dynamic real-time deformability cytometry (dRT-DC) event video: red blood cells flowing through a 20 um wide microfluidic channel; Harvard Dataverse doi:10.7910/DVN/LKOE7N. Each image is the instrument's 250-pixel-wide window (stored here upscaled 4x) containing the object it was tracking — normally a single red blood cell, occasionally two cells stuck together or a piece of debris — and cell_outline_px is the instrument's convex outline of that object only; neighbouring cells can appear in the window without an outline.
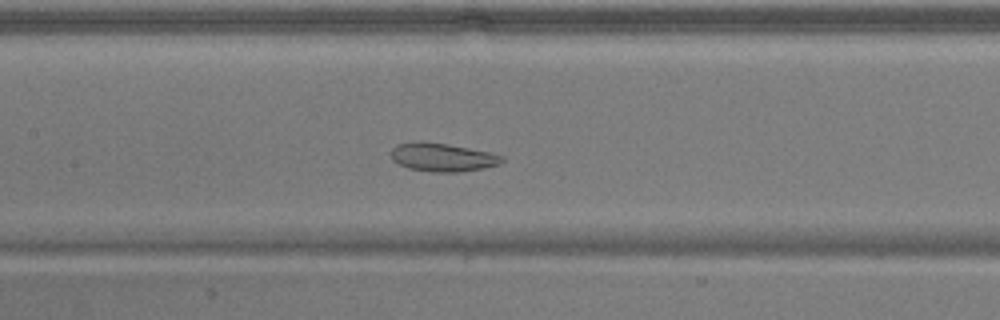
{"species": "common noctule bat (a hibernating species)", "species_latin": "Nyctalus noctula", "temperature_condition": "warm", "stored_images_in_passage": 51, "camera_frame_rate_fps": 3000, "um_per_image_px": 0.085, "animal": {"sex": "male", "body_mass_g": 17.9}, "frame": {"image": 1, "passage_image": 23, "time_ms": 7.333, "image_size_px": [1000, 320], "cell_outline_px": [[504, 160], [496, 164], [484, 168], [460, 172], [432, 172], [408, 168], [392, 160], [392, 148], [396, 144], [448, 144], [492, 152], [504, 156]], "centroid_in_image_um": [37.68, 13.4], "position_along_channel_um": 169.7, "area_um2": 17.74}}
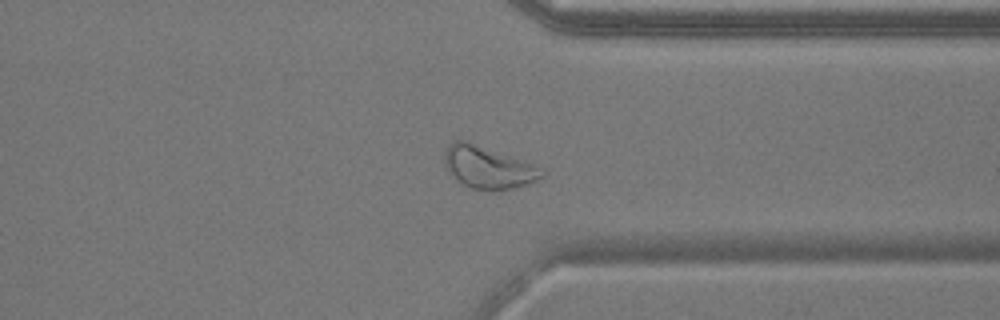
{"frame": {"image": 2, "passage_image": 39, "time_ms": 12.667, "image_size_px": [1000, 320], "cell_outline_px": [[544, 176], [528, 184], [512, 188], [492, 192], [472, 188], [456, 180], [448, 172], [444, 160], [444, 152], [448, 144], [456, 140], [468, 140], [532, 164], [544, 172]], "centroid_in_image_um": [41.44, 14.23], "position_along_channel_um": 370.0, "area_um2": 23.99}}
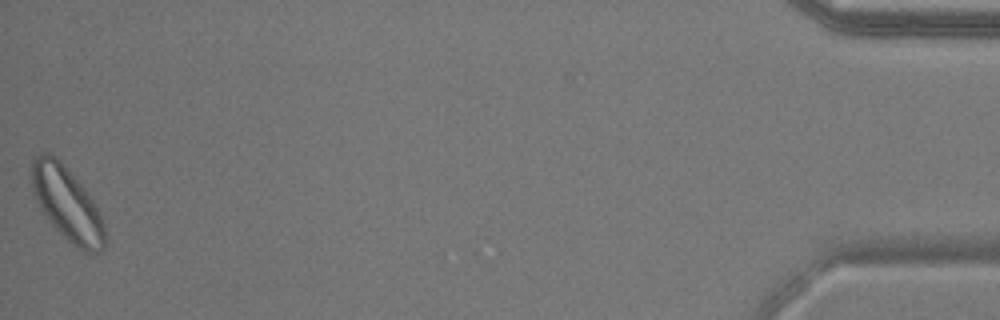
{"frame": {"image": 3, "passage_image": 51, "time_ms": 16.667, "image_size_px": [1000, 320], "cell_outline_px": [[104, 248], [100, 252], [84, 252], [72, 244], [48, 220], [40, 208], [32, 192], [32, 156], [40, 152], [48, 152], [56, 156], [60, 160], [84, 188], [92, 200], [104, 224]], "centroid_in_image_um": [5.66, 17.28], "position_along_channel_um": 429.5, "area_um2": 31.1}, "authors_computed_cell_mechanics": {"area_um2": 25.4898, "velocity_mm_per_s": 3.7761, "shape_relaxation_time_tau1_ms": null, "shape_relaxation_time_tau2_ms": 4.9389, "deformation_change_tau1": null, "deformation_change_tau2": 0.1261}}